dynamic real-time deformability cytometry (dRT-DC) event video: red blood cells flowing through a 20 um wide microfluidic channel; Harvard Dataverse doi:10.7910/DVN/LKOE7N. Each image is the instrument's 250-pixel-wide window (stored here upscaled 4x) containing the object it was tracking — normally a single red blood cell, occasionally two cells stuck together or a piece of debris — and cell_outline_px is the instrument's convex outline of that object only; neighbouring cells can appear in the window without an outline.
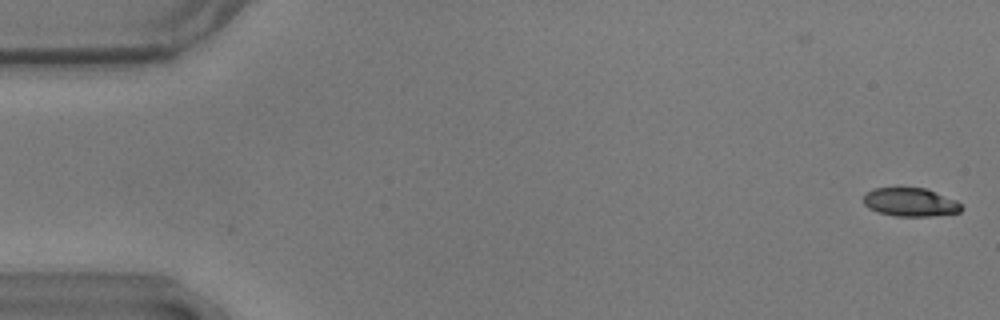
{"species": "common noctule bat (a hibernating species)", "species_latin": "Nyctalus noctula", "temperature_condition": "warm", "stored_images_in_passage": 57, "camera_frame_rate_fps": 3000, "um_per_image_px": 0.085, "animal": {"sex": "male", "body_mass_g": 17.9}, "frame": {"image": 1, "passage_image": 2, "time_ms": 0.333, "image_size_px": [1000, 320], "cell_outline_px": [[964, 208], [960, 212], [928, 216], [896, 216], [880, 212], [868, 208], [864, 204], [864, 192], [872, 188], [924, 188], [956, 200]], "centroid_in_image_um": [77.35, 17.18], "position_along_channel_um": 7.6, "area_um2": 16.13}}
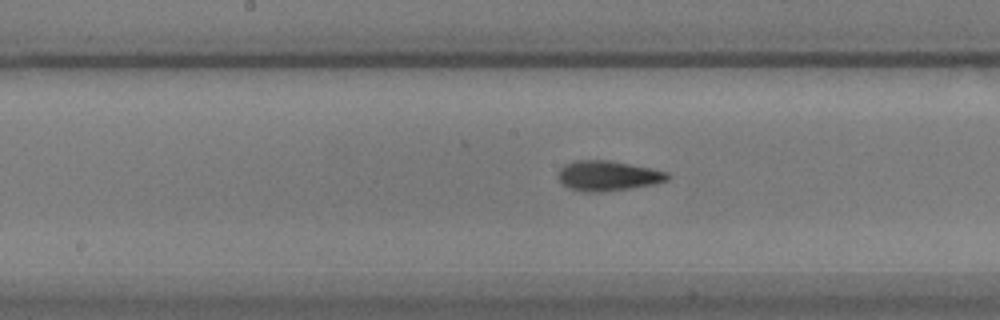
{"frame": {"image": 2, "passage_image": 29, "time_ms": 9.333, "image_size_px": [1000, 320], "cell_outline_px": [[672, 176], [668, 180], [652, 184], [628, 188], [600, 192], [580, 192], [568, 188], [560, 184], [556, 176], [560, 168], [564, 164], [576, 160], [608, 160], [668, 172]], "centroid_in_image_um": [51.58, 14.95], "position_along_channel_um": 196.6, "area_um2": 19.25}}
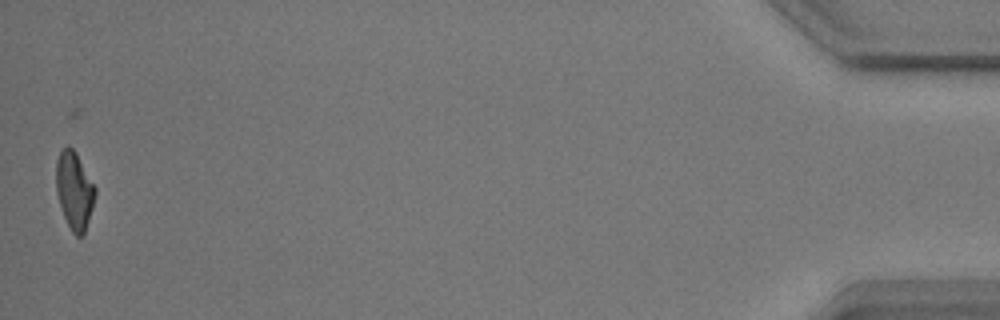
{"frame": {"image": 3, "passage_image": 56, "time_ms": 18.333, "image_size_px": [1000, 320], "cell_outline_px": [[96, 192], [92, 208], [84, 236], [76, 236], [72, 232], [64, 216], [56, 192], [56, 160], [60, 152], [68, 144], [76, 152], [96, 188]], "centroid_in_image_um": [6.32, 16.19], "position_along_channel_um": 428.9, "area_um2": 17.57}, "authors_computed_cell_mechanics": {"area_um2": 18.207, "velocity_mm_per_s": 3.6285, "shape_relaxation_time_tau1_ms": 4.6401, "shape_relaxation_time_tau2_ms": 2.6037, "deformation_change_tau1": 0.1827, "deformation_change_tau2": 0.0825}}